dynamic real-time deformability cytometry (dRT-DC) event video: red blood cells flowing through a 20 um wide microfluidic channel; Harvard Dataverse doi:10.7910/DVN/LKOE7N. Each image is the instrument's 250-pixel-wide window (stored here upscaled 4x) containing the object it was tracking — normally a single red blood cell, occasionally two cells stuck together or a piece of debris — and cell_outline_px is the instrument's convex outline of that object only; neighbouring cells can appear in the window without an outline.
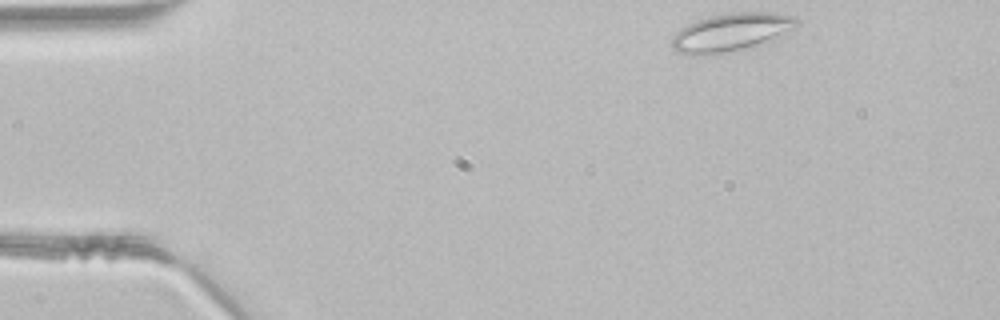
{"species": "common noctule bat (a hibernating species)", "species_latin": "Nyctalus noctula", "temperature_condition": "room temperature", "stored_images_in_passage": 41, "segment_of_instrument_passage": [1, 2], "camera_frame_rate_fps": 3000, "um_per_image_px": 0.085, "animal": {"sex": "male", "body_mass_g": 21.5, "forearm_length_mm": 52.0}, "frame": {"image": 1, "passage_image": 1, "time_ms": 0.0, "image_size_px": [1000, 320], "cell_outline_px": [[800, 24], [796, 28], [764, 44], [744, 48], [720, 52], [676, 52], [668, 44], [672, 36], [680, 28], [696, 20], [708, 16], [732, 12], [772, 12], [796, 16], [800, 20]], "centroid_in_image_um": [62.22, 2.68], "position_along_channel_um": 22.8, "area_um2": 27.51}}
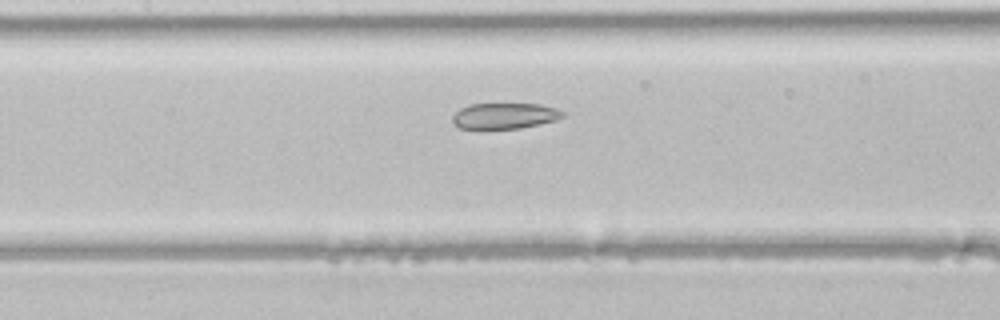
{"frame": {"image": 2, "passage_image": 16, "time_ms": 5.0, "image_size_px": [1000, 320], "cell_outline_px": [[564, 116], [556, 120], [540, 124], [520, 128], [460, 128], [452, 120], [452, 116], [460, 108], [468, 104], [540, 104], [556, 108], [564, 112]], "centroid_in_image_um": [42.91, 9.83], "position_along_channel_um": 164.5, "area_um2": 16.47}}
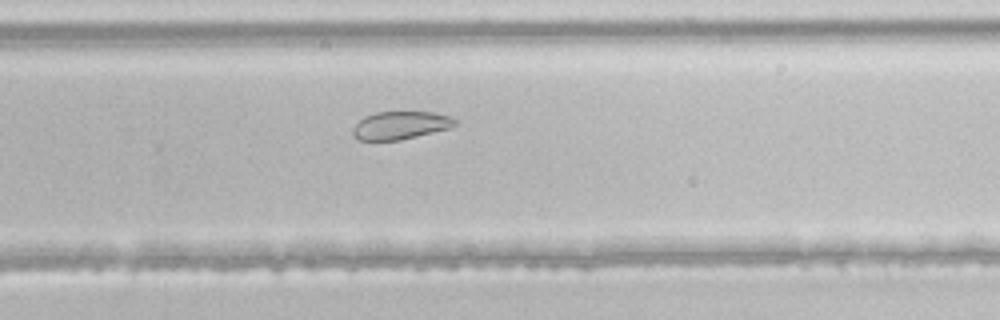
{"frame": {"image": 3, "passage_image": 25, "time_ms": 8.0, "image_size_px": [1000, 320], "cell_outline_px": [[456, 124], [452, 128], [400, 140], [360, 140], [352, 136], [352, 128], [364, 116], [376, 112], [432, 112], [448, 116], [456, 120]], "centroid_in_image_um": [34.02, 10.66], "position_along_channel_um": 295.8, "area_um2": 16.65}}